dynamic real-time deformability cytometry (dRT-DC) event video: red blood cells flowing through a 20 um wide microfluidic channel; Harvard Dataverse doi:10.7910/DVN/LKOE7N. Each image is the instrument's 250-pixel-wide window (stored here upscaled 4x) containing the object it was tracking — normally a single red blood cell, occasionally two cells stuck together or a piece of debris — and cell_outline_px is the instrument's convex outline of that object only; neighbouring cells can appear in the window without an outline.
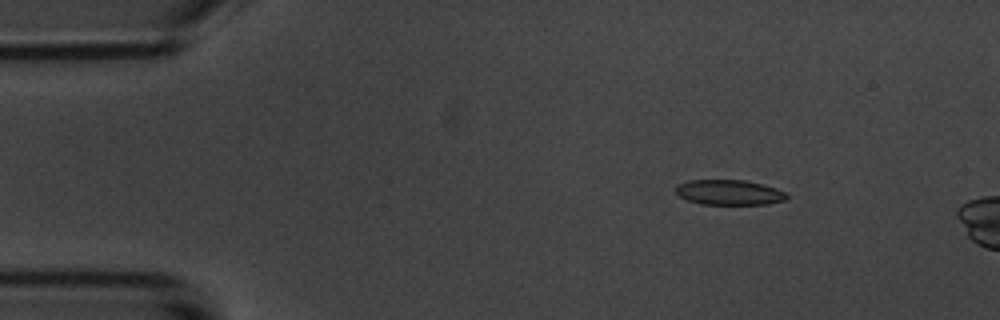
{"species": "common noctule bat (a hibernating species)", "species_latin": "Nyctalus noctula", "temperature_condition": "room temperature", "stored_images_in_passage": 5, "camera_frame_rate_fps": 3000, "um_per_image_px": 0.085, "animal": {"sex": "male", "body_mass_g": 20.1, "forearm_length_mm": 53.5}, "frame": {"image": 1, "passage_image": 3, "time_ms": 2.333, "image_size_px": [1000, 320], "cell_outline_px": [[788, 200], [768, 204], [700, 204], [688, 200], [680, 196], [676, 192], [676, 184], [688, 180], [744, 180], [776, 188], [784, 192], [788, 196]], "centroid_in_image_um": [61.98, 16.35], "position_along_channel_um": 23.0, "area_um2": 16.24}}